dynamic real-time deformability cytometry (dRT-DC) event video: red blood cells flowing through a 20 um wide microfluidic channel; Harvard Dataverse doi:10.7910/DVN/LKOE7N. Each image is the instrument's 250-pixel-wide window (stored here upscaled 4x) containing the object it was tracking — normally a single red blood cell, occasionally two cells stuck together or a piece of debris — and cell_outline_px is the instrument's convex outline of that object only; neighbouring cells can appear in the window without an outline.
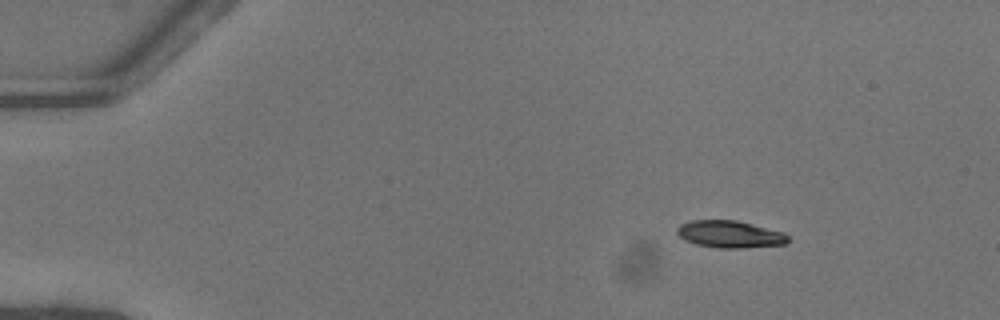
{"species": "common noctule bat (a hibernating species)", "species_latin": "Nyctalus noctula", "temperature_condition": "warm", "stored_images_in_passage": 52, "camera_frame_rate_fps": 3000, "um_per_image_px": 0.085, "animal": {"sex": "female"}, "frame": {"image": 1, "passage_image": 8, "time_ms": 2.333, "image_size_px": [1000, 320], "cell_outline_px": [[792, 240], [788, 244], [744, 248], [716, 248], [696, 244], [684, 240], [676, 232], [676, 228], [680, 224], [692, 220], [736, 220], [784, 232]], "centroid_in_image_um": [62.07, 19.92], "position_along_channel_um": 22.9, "area_um2": 17.8}}
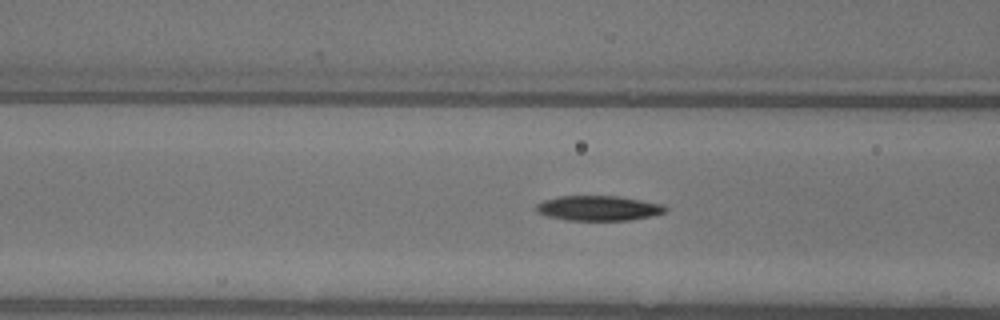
{"frame": {"image": 2, "passage_image": 22, "time_ms": 7.0, "image_size_px": [1000, 320], "cell_outline_px": [[668, 208], [664, 212], [652, 216], [628, 220], [568, 220], [548, 216], [536, 212], [536, 204], [544, 200], [560, 196], [616, 196], [664, 204]], "centroid_in_image_um": [50.87, 17.69], "position_along_channel_um": 115.7, "area_um2": 18.67}}
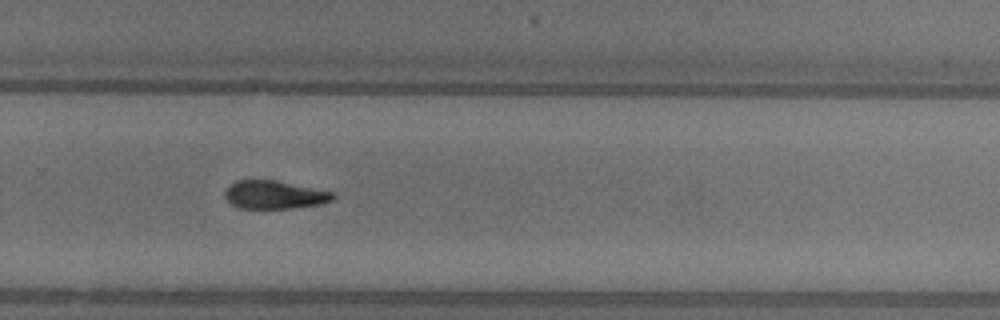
{"frame": {"image": 3, "passage_image": 36, "time_ms": 11.667, "image_size_px": [1000, 320], "cell_outline_px": [[336, 196], [332, 200], [320, 204], [292, 208], [236, 208], [224, 196], [224, 192], [228, 184], [236, 180], [276, 180], [332, 192]], "centroid_in_image_um": [23.27, 16.55], "position_along_channel_um": 306.5, "area_um2": 17.74}, "authors_computed_cell_mechanics": {"area_um2": 18.0914, "velocity_mm_per_s": 4.0993, "shape_relaxation_time_tau1_ms": 3.3906, "shape_relaxation_time_tau2_ms": null, "deformation_change_tau1": 0.145, "deformation_change_tau2": null}}